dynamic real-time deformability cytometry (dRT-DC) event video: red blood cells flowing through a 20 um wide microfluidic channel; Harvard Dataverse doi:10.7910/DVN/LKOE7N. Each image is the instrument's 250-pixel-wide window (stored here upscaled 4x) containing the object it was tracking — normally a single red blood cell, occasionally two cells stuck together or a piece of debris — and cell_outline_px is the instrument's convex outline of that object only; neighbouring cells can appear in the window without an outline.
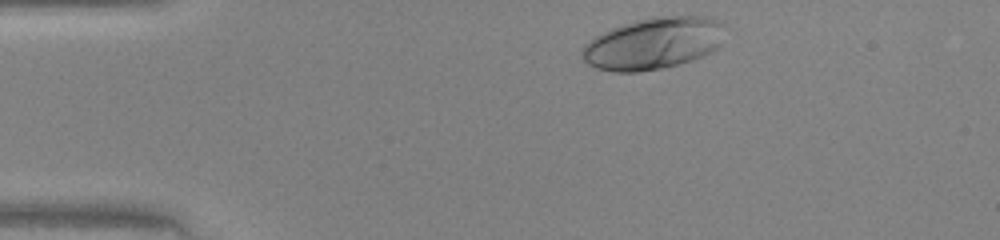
{"species": "human", "species_latin": "Homo sapiens", "temperature_condition": "warm", "stored_images_in_passage": 32, "camera_frame_rate_fps": 3000, "um_per_image_px": 0.085, "donor": {"sex": "female"}, "frame": {"image": 1, "passage_image": 2, "time_ms": 0.333, "image_size_px": [1000, 240], "cell_outline_px": [[724, 24], [720, 44], [712, 52], [704, 56], [680, 64], [660, 68], [636, 72], [612, 72], [596, 68], [588, 64], [580, 56], [580, 48], [588, 40], [620, 24], [652, 16], [704, 16], [724, 20]], "centroid_in_image_um": [55.52, 3.68], "position_along_channel_um": 29.5, "area_um2": 43.64}}
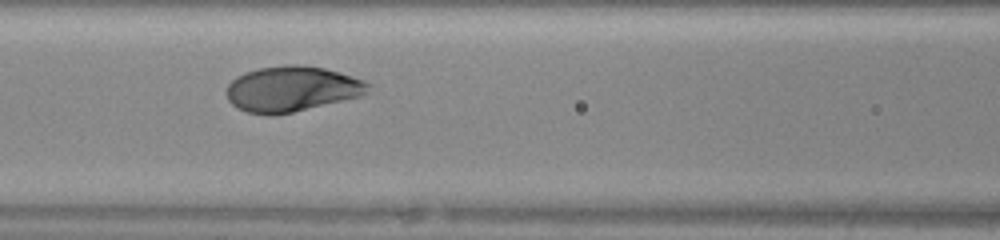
{"frame": {"image": 2, "passage_image": 14, "time_ms": 4.333, "image_size_px": [1000, 240], "cell_outline_px": [[372, 84], [368, 92], [360, 96], [344, 100], [292, 112], [272, 116], [268, 116], [248, 112], [236, 108], [228, 100], [228, 84], [236, 76], [244, 72], [256, 68], [292, 64], [300, 64], [324, 68], [340, 72], [364, 80]], "centroid_in_image_um": [24.81, 7.55], "position_along_channel_um": 141.8, "area_um2": 37.69}}
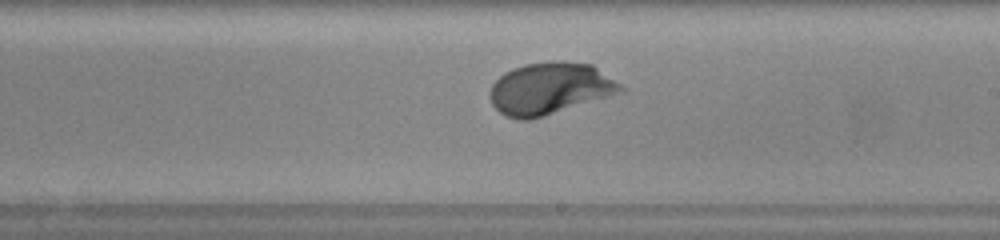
{"frame": {"image": 3, "passage_image": 21, "time_ms": 6.667, "image_size_px": [1000, 240], "cell_outline_px": [[628, 88], [624, 92], [544, 116], [528, 120], [520, 120], [508, 116], [500, 112], [492, 104], [488, 92], [492, 84], [504, 72], [512, 68], [524, 64], [560, 60], [592, 64]], "centroid_in_image_um": [46.77, 7.51], "position_along_channel_um": 242.2, "area_um2": 39.88}}